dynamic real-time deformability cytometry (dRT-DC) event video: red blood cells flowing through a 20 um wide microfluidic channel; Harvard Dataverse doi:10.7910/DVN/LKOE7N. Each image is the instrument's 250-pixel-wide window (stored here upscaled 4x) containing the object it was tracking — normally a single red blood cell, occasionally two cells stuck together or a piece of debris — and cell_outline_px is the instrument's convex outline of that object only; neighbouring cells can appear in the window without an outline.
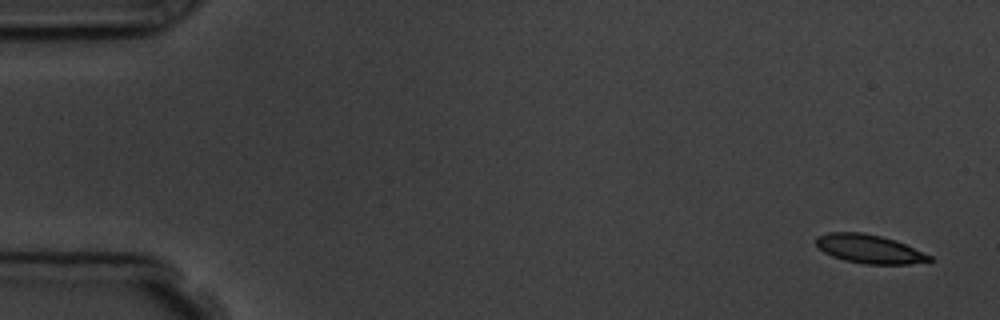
{"species": "common noctule bat (a hibernating species)", "species_latin": "Nyctalus noctula", "temperature_condition": "room temperature", "stored_images_in_passage": 5, "camera_frame_rate_fps": 3000, "um_per_image_px": 0.085, "animal": {"sex": "male", "body_mass_g": 19.5, "forearm_length_mm": 54.6}, "frame": {"image": 1, "passage_image": 1, "time_ms": 0.0, "image_size_px": [1000, 320], "cell_outline_px": [[936, 260], [908, 264], [864, 264], [844, 260], [832, 256], [824, 252], [816, 244], [816, 236], [828, 232], [860, 232], [880, 236], [904, 244], [932, 256]], "centroid_in_image_um": [73.87, 21.17], "position_along_channel_um": 11.1, "area_um2": 18.79}}
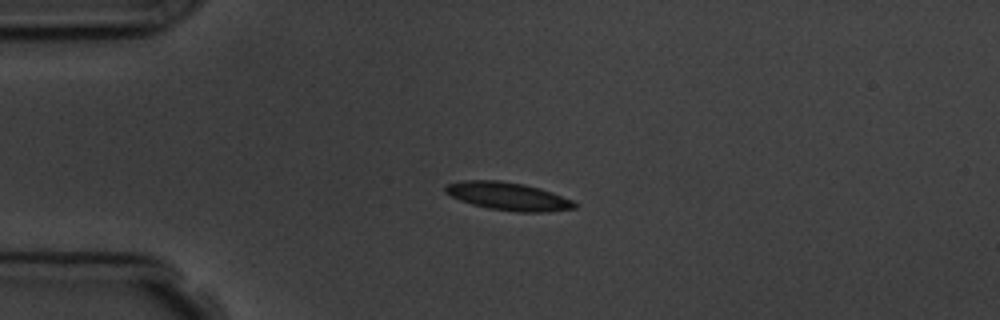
{"frame": {"image": 2, "passage_image": 4, "time_ms": 3.667, "image_size_px": [1000, 320], "cell_outline_px": [[576, 208], [548, 212], [516, 212], [488, 208], [472, 204], [460, 200], [444, 192], [444, 188], [448, 184], [464, 180], [500, 180], [524, 184], [540, 188], [552, 192], [572, 200], [576, 204]], "centroid_in_image_um": [43.2, 16.68], "position_along_channel_um": 41.8, "area_um2": 21.04}}